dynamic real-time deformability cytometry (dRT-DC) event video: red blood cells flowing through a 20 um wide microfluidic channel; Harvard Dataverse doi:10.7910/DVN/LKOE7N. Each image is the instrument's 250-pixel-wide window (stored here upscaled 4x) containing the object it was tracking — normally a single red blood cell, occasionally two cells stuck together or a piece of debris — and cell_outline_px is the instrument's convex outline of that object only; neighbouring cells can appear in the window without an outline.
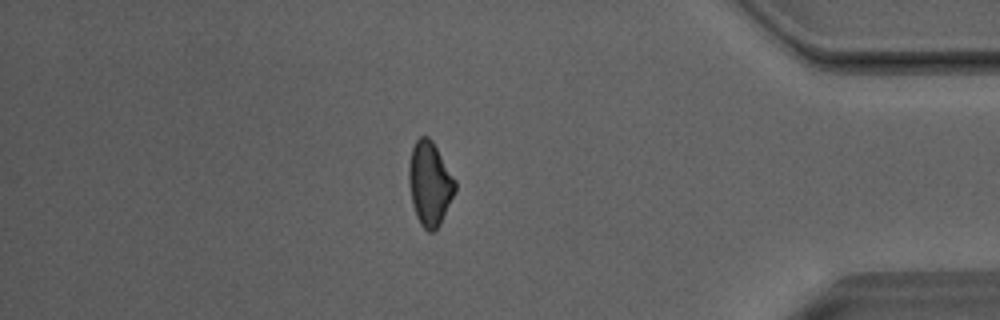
{"species": "Egyptian fruit bat (a non-hibernating species)", "species_latin": "Rousettus aegyptiacus", "temperature_condition": "room temperature", "stored_images_in_passage": 38, "camera_frame_rate_fps": 3000, "um_per_image_px": 0.085, "animal": {"sex": "male"}, "frame": {"image": 1, "passage_image": 38, "time_ms": 12.333, "image_size_px": [1000, 320], "cell_outline_px": [[456, 188], [440, 224], [432, 232], [428, 232], [420, 224], [416, 216], [412, 204], [408, 180], [408, 164], [412, 148], [416, 140], [420, 136], [428, 136], [432, 140], [456, 180]], "centroid_in_image_um": [36.51, 15.59], "position_along_channel_um": 398.7, "area_um2": 22.6}, "authors_computed_cell_mechanics": {"area_um2": 23.2356, "velocity_mm_per_s": 4.0601, "shape_relaxation_time_tau1_ms": null, "shape_relaxation_time_tau2_ms": 4.3099, "deformation_change_tau1": null, "deformation_change_tau2": 0.1292}}